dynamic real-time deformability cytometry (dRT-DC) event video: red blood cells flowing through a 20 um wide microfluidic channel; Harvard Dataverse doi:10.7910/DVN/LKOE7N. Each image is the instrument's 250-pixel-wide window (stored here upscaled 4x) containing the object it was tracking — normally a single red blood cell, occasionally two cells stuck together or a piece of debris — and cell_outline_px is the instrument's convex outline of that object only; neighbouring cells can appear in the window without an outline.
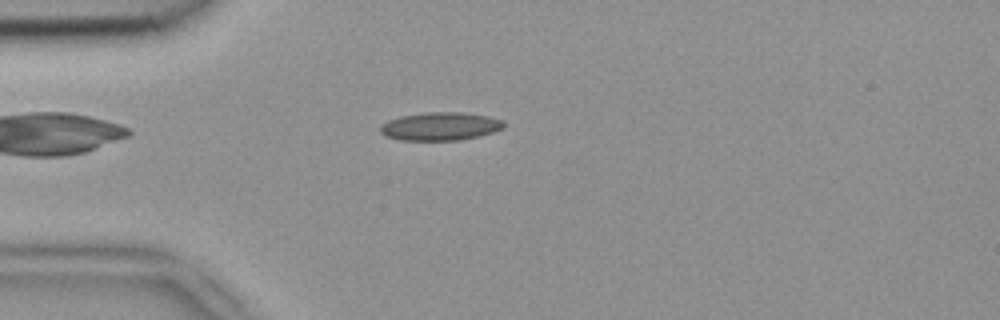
{"species": "common noctule bat (a hibernating species)", "species_latin": "Nyctalus noctula", "temperature_condition": "room temperature", "stored_images_in_passage": 45, "camera_frame_rate_fps": 3000, "um_per_image_px": 0.085, "animal": {"sex": "female", "body_mass_g": 18.4}, "frame": {"image": 1, "passage_image": 7, "time_ms": 2.0, "image_size_px": [1000, 320], "cell_outline_px": [[504, 128], [480, 136], [460, 140], [400, 140], [384, 136], [380, 132], [380, 124], [388, 120], [400, 116], [428, 112], [464, 112], [488, 116], [504, 120]], "centroid_in_image_um": [37.41, 10.73], "position_along_channel_um": 47.6, "area_um2": 20.46}}
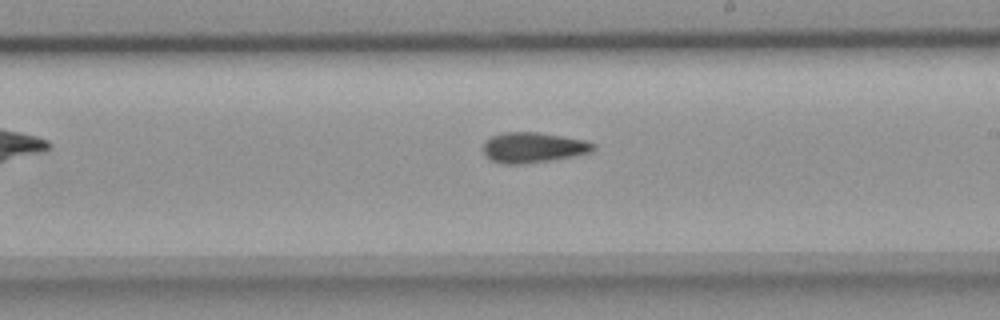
{"frame": {"image": 2, "passage_image": 23, "time_ms": 7.333, "image_size_px": [1000, 320], "cell_outline_px": [[596, 148], [592, 152], [552, 160], [524, 164], [500, 164], [484, 156], [484, 140], [492, 136], [504, 132], [536, 132], [584, 140], [596, 144]], "centroid_in_image_um": [45.3, 12.55], "position_along_channel_um": 243.7, "area_um2": 19.54}}
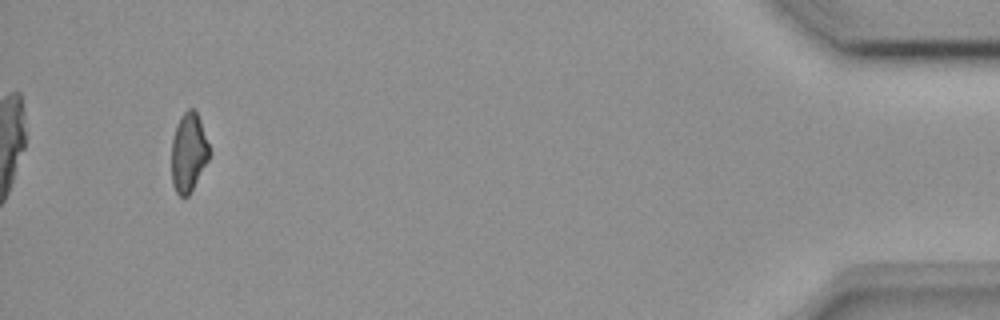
{"frame": {"image": 3, "passage_image": 42, "time_ms": 13.667, "image_size_px": [1000, 320], "cell_outline_px": [[212, 152], [208, 160], [188, 196], [180, 196], [176, 192], [172, 184], [172, 140], [176, 124], [180, 116], [188, 108], [192, 108], [196, 112], [200, 120]], "centroid_in_image_um": [16.03, 12.93], "position_along_channel_um": 419.2, "area_um2": 17.4}, "authors_computed_cell_mechanics": {"area_um2": 19.0162, "velocity_mm_per_s": 3.9531, "shape_relaxation_time_tau1_ms": null, "shape_relaxation_time_tau2_ms": 6.4769, "deformation_change_tau1": null, "deformation_change_tau2": 0.1618}}